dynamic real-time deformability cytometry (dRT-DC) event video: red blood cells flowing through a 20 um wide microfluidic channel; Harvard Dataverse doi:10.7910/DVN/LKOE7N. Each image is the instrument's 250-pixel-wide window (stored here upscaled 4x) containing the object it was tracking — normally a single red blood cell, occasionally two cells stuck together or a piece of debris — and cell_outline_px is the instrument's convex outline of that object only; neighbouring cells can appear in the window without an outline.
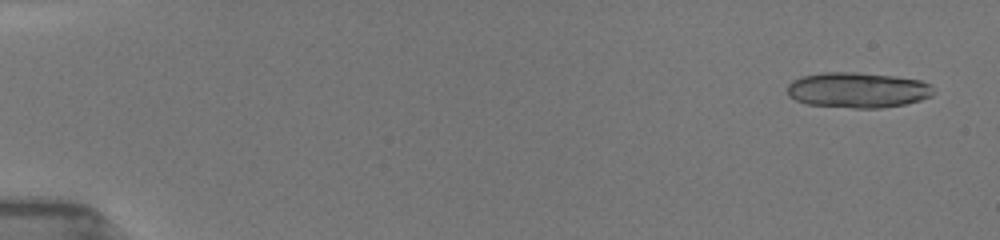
{"species": "common noctule bat (a hibernating species)", "species_latin": "Nyctalus noctula", "temperature_condition": "room temperature", "stored_images_in_passage": 48, "camera_frame_rate_fps": 3000, "um_per_image_px": 0.085, "animal": {"sex": "female", "body_mass_g": 19.5, "forearm_length_mm": 54.1}, "frame": {"image": 1, "passage_image": 2, "time_ms": 0.333, "image_size_px": [1000, 240], "cell_outline_px": [[936, 92], [932, 96], [920, 100], [904, 104], [880, 108], [852, 108], [808, 104], [796, 100], [788, 96], [788, 84], [792, 80], [800, 76], [824, 72], [856, 72], [896, 76], [920, 80], [928, 84]], "centroid_in_image_um": [72.89, 7.65], "position_along_channel_um": 12.1, "area_um2": 30.35}}
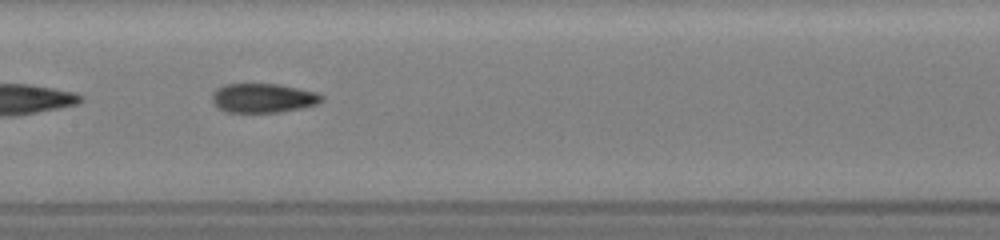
{"frame": {"image": 2, "passage_image": 26, "time_ms": 8.667, "image_size_px": [1000, 240], "cell_outline_px": [[324, 100], [316, 104], [300, 108], [280, 112], [228, 112], [216, 108], [212, 100], [212, 92], [216, 88], [224, 84], [280, 84], [316, 92], [324, 96]], "centroid_in_image_um": [22.34, 8.33], "position_along_channel_um": 185.1, "area_um2": 18.79}}
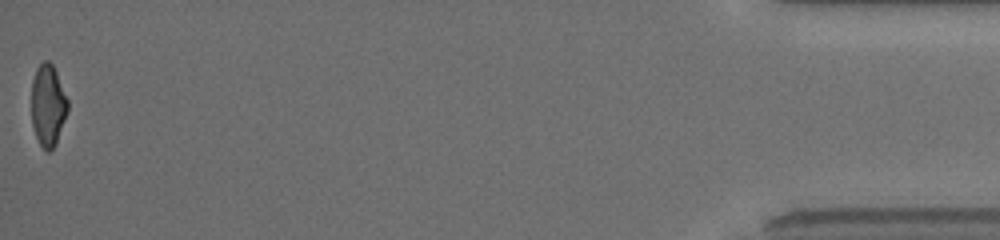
{"frame": {"image": 3, "passage_image": 48, "time_ms": 17.0, "image_size_px": [1000, 240], "cell_outline_px": [[68, 112], [56, 144], [48, 152], [40, 144], [36, 136], [32, 124], [32, 80], [36, 68], [44, 60], [48, 60], [52, 64], [56, 72], [68, 100]], "centroid_in_image_um": [4.08, 8.94], "position_along_channel_um": 431.1, "area_um2": 17.22}, "authors_computed_cell_mechanics": {"area_um2": 18.9584, "velocity_mm_per_s": 4.0066, "shape_relaxation_time_tau1_ms": 2.7565, "shape_relaxation_time_tau2_ms": 1.6613, "deformation_change_tau1": 0.1343, "deformation_change_tau2": 0.0787}}